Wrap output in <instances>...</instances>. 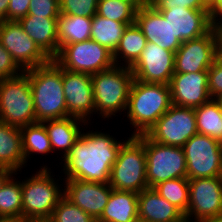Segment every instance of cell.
<instances>
[{"instance_id": "cell-14", "label": "cell", "mask_w": 222, "mask_h": 222, "mask_svg": "<svg viewBox=\"0 0 222 222\" xmlns=\"http://www.w3.org/2000/svg\"><path fill=\"white\" fill-rule=\"evenodd\" d=\"M175 52L147 42L138 60L130 67L135 80L169 85L174 74Z\"/></svg>"}, {"instance_id": "cell-30", "label": "cell", "mask_w": 222, "mask_h": 222, "mask_svg": "<svg viewBox=\"0 0 222 222\" xmlns=\"http://www.w3.org/2000/svg\"><path fill=\"white\" fill-rule=\"evenodd\" d=\"M14 172L0 188V218L22 222V190L21 180ZM16 175V176H15Z\"/></svg>"}, {"instance_id": "cell-44", "label": "cell", "mask_w": 222, "mask_h": 222, "mask_svg": "<svg viewBox=\"0 0 222 222\" xmlns=\"http://www.w3.org/2000/svg\"><path fill=\"white\" fill-rule=\"evenodd\" d=\"M216 39V57L222 58V34H214Z\"/></svg>"}, {"instance_id": "cell-12", "label": "cell", "mask_w": 222, "mask_h": 222, "mask_svg": "<svg viewBox=\"0 0 222 222\" xmlns=\"http://www.w3.org/2000/svg\"><path fill=\"white\" fill-rule=\"evenodd\" d=\"M0 43L23 71L50 61L18 21L0 22Z\"/></svg>"}, {"instance_id": "cell-17", "label": "cell", "mask_w": 222, "mask_h": 222, "mask_svg": "<svg viewBox=\"0 0 222 222\" xmlns=\"http://www.w3.org/2000/svg\"><path fill=\"white\" fill-rule=\"evenodd\" d=\"M64 197L97 221L112 192L109 183L64 179Z\"/></svg>"}, {"instance_id": "cell-46", "label": "cell", "mask_w": 222, "mask_h": 222, "mask_svg": "<svg viewBox=\"0 0 222 222\" xmlns=\"http://www.w3.org/2000/svg\"><path fill=\"white\" fill-rule=\"evenodd\" d=\"M203 222H222V214L212 217V218H209V219H206Z\"/></svg>"}, {"instance_id": "cell-31", "label": "cell", "mask_w": 222, "mask_h": 222, "mask_svg": "<svg viewBox=\"0 0 222 222\" xmlns=\"http://www.w3.org/2000/svg\"><path fill=\"white\" fill-rule=\"evenodd\" d=\"M127 26L128 24L109 20L95 14L92 17L90 39L102 46H105L113 53L116 50Z\"/></svg>"}, {"instance_id": "cell-52", "label": "cell", "mask_w": 222, "mask_h": 222, "mask_svg": "<svg viewBox=\"0 0 222 222\" xmlns=\"http://www.w3.org/2000/svg\"><path fill=\"white\" fill-rule=\"evenodd\" d=\"M141 3L143 2H149V0H139Z\"/></svg>"}, {"instance_id": "cell-32", "label": "cell", "mask_w": 222, "mask_h": 222, "mask_svg": "<svg viewBox=\"0 0 222 222\" xmlns=\"http://www.w3.org/2000/svg\"><path fill=\"white\" fill-rule=\"evenodd\" d=\"M140 4L139 0H99L96 14L131 25L135 23L136 11Z\"/></svg>"}, {"instance_id": "cell-26", "label": "cell", "mask_w": 222, "mask_h": 222, "mask_svg": "<svg viewBox=\"0 0 222 222\" xmlns=\"http://www.w3.org/2000/svg\"><path fill=\"white\" fill-rule=\"evenodd\" d=\"M146 43L145 35L137 24L128 25L116 50L113 52L115 65L131 67L140 57Z\"/></svg>"}, {"instance_id": "cell-27", "label": "cell", "mask_w": 222, "mask_h": 222, "mask_svg": "<svg viewBox=\"0 0 222 222\" xmlns=\"http://www.w3.org/2000/svg\"><path fill=\"white\" fill-rule=\"evenodd\" d=\"M92 18L60 13L57 19L59 50L68 44L91 38Z\"/></svg>"}, {"instance_id": "cell-34", "label": "cell", "mask_w": 222, "mask_h": 222, "mask_svg": "<svg viewBox=\"0 0 222 222\" xmlns=\"http://www.w3.org/2000/svg\"><path fill=\"white\" fill-rule=\"evenodd\" d=\"M49 222H96L88 213L71 203L64 196L53 210Z\"/></svg>"}, {"instance_id": "cell-4", "label": "cell", "mask_w": 222, "mask_h": 222, "mask_svg": "<svg viewBox=\"0 0 222 222\" xmlns=\"http://www.w3.org/2000/svg\"><path fill=\"white\" fill-rule=\"evenodd\" d=\"M42 165L29 178L25 177L21 181L22 221L49 220L64 196L63 176L56 178L46 163Z\"/></svg>"}, {"instance_id": "cell-23", "label": "cell", "mask_w": 222, "mask_h": 222, "mask_svg": "<svg viewBox=\"0 0 222 222\" xmlns=\"http://www.w3.org/2000/svg\"><path fill=\"white\" fill-rule=\"evenodd\" d=\"M47 130L53 154L58 152V160H63L82 133L86 123L74 117L46 120L42 122ZM82 128H81V127Z\"/></svg>"}, {"instance_id": "cell-3", "label": "cell", "mask_w": 222, "mask_h": 222, "mask_svg": "<svg viewBox=\"0 0 222 222\" xmlns=\"http://www.w3.org/2000/svg\"><path fill=\"white\" fill-rule=\"evenodd\" d=\"M172 105L170 86L133 80L125 117L134 130L130 136L146 134Z\"/></svg>"}, {"instance_id": "cell-36", "label": "cell", "mask_w": 222, "mask_h": 222, "mask_svg": "<svg viewBox=\"0 0 222 222\" xmlns=\"http://www.w3.org/2000/svg\"><path fill=\"white\" fill-rule=\"evenodd\" d=\"M208 92L211 99L222 98V58L215 57L208 69Z\"/></svg>"}, {"instance_id": "cell-11", "label": "cell", "mask_w": 222, "mask_h": 222, "mask_svg": "<svg viewBox=\"0 0 222 222\" xmlns=\"http://www.w3.org/2000/svg\"><path fill=\"white\" fill-rule=\"evenodd\" d=\"M196 133L198 131L194 109L172 104L146 135L152 141L163 145L183 147Z\"/></svg>"}, {"instance_id": "cell-25", "label": "cell", "mask_w": 222, "mask_h": 222, "mask_svg": "<svg viewBox=\"0 0 222 222\" xmlns=\"http://www.w3.org/2000/svg\"><path fill=\"white\" fill-rule=\"evenodd\" d=\"M0 166L14 172L26 167L20 127L0 122Z\"/></svg>"}, {"instance_id": "cell-39", "label": "cell", "mask_w": 222, "mask_h": 222, "mask_svg": "<svg viewBox=\"0 0 222 222\" xmlns=\"http://www.w3.org/2000/svg\"><path fill=\"white\" fill-rule=\"evenodd\" d=\"M22 72L23 70L0 43V79L12 78Z\"/></svg>"}, {"instance_id": "cell-48", "label": "cell", "mask_w": 222, "mask_h": 222, "mask_svg": "<svg viewBox=\"0 0 222 222\" xmlns=\"http://www.w3.org/2000/svg\"><path fill=\"white\" fill-rule=\"evenodd\" d=\"M0 222H19V221H16V220H13V219H1L0 218Z\"/></svg>"}, {"instance_id": "cell-16", "label": "cell", "mask_w": 222, "mask_h": 222, "mask_svg": "<svg viewBox=\"0 0 222 222\" xmlns=\"http://www.w3.org/2000/svg\"><path fill=\"white\" fill-rule=\"evenodd\" d=\"M216 57V39L211 29L207 34L184 41L175 52L174 73L208 71Z\"/></svg>"}, {"instance_id": "cell-22", "label": "cell", "mask_w": 222, "mask_h": 222, "mask_svg": "<svg viewBox=\"0 0 222 222\" xmlns=\"http://www.w3.org/2000/svg\"><path fill=\"white\" fill-rule=\"evenodd\" d=\"M138 217L148 222H180L185 218L178 208L150 187L138 193Z\"/></svg>"}, {"instance_id": "cell-7", "label": "cell", "mask_w": 222, "mask_h": 222, "mask_svg": "<svg viewBox=\"0 0 222 222\" xmlns=\"http://www.w3.org/2000/svg\"><path fill=\"white\" fill-rule=\"evenodd\" d=\"M0 122L17 127L36 123L29 77L24 71L18 76L0 79Z\"/></svg>"}, {"instance_id": "cell-19", "label": "cell", "mask_w": 222, "mask_h": 222, "mask_svg": "<svg viewBox=\"0 0 222 222\" xmlns=\"http://www.w3.org/2000/svg\"><path fill=\"white\" fill-rule=\"evenodd\" d=\"M135 23L145 35L147 42L172 52L180 48L182 42L174 36L169 22L149 2H143L138 6Z\"/></svg>"}, {"instance_id": "cell-18", "label": "cell", "mask_w": 222, "mask_h": 222, "mask_svg": "<svg viewBox=\"0 0 222 222\" xmlns=\"http://www.w3.org/2000/svg\"><path fill=\"white\" fill-rule=\"evenodd\" d=\"M169 86L173 105L194 109L211 100L208 71L174 73Z\"/></svg>"}, {"instance_id": "cell-21", "label": "cell", "mask_w": 222, "mask_h": 222, "mask_svg": "<svg viewBox=\"0 0 222 222\" xmlns=\"http://www.w3.org/2000/svg\"><path fill=\"white\" fill-rule=\"evenodd\" d=\"M57 19L27 15L18 21L24 32L50 60H53L59 52Z\"/></svg>"}, {"instance_id": "cell-50", "label": "cell", "mask_w": 222, "mask_h": 222, "mask_svg": "<svg viewBox=\"0 0 222 222\" xmlns=\"http://www.w3.org/2000/svg\"><path fill=\"white\" fill-rule=\"evenodd\" d=\"M134 222H148V221H145V220H142L140 218H137Z\"/></svg>"}, {"instance_id": "cell-10", "label": "cell", "mask_w": 222, "mask_h": 222, "mask_svg": "<svg viewBox=\"0 0 222 222\" xmlns=\"http://www.w3.org/2000/svg\"><path fill=\"white\" fill-rule=\"evenodd\" d=\"M187 178L222 177V143L210 136L196 133L182 147Z\"/></svg>"}, {"instance_id": "cell-1", "label": "cell", "mask_w": 222, "mask_h": 222, "mask_svg": "<svg viewBox=\"0 0 222 222\" xmlns=\"http://www.w3.org/2000/svg\"><path fill=\"white\" fill-rule=\"evenodd\" d=\"M88 125L92 123L83 127V132L74 142L69 153L59 162L62 168L60 173L64 174V179L109 183L112 166L121 145L126 140H118L114 133L112 136L109 131L107 133L97 129L90 130Z\"/></svg>"}, {"instance_id": "cell-8", "label": "cell", "mask_w": 222, "mask_h": 222, "mask_svg": "<svg viewBox=\"0 0 222 222\" xmlns=\"http://www.w3.org/2000/svg\"><path fill=\"white\" fill-rule=\"evenodd\" d=\"M145 146L148 187L175 178H187L185 154L182 147L163 145L146 134L136 136Z\"/></svg>"}, {"instance_id": "cell-42", "label": "cell", "mask_w": 222, "mask_h": 222, "mask_svg": "<svg viewBox=\"0 0 222 222\" xmlns=\"http://www.w3.org/2000/svg\"><path fill=\"white\" fill-rule=\"evenodd\" d=\"M10 0H0V22L8 20V6Z\"/></svg>"}, {"instance_id": "cell-15", "label": "cell", "mask_w": 222, "mask_h": 222, "mask_svg": "<svg viewBox=\"0 0 222 222\" xmlns=\"http://www.w3.org/2000/svg\"><path fill=\"white\" fill-rule=\"evenodd\" d=\"M63 88L67 117H74L90 124L95 115L91 75L63 69Z\"/></svg>"}, {"instance_id": "cell-9", "label": "cell", "mask_w": 222, "mask_h": 222, "mask_svg": "<svg viewBox=\"0 0 222 222\" xmlns=\"http://www.w3.org/2000/svg\"><path fill=\"white\" fill-rule=\"evenodd\" d=\"M53 60L63 69L90 75L115 66L113 53L92 39L64 45Z\"/></svg>"}, {"instance_id": "cell-51", "label": "cell", "mask_w": 222, "mask_h": 222, "mask_svg": "<svg viewBox=\"0 0 222 222\" xmlns=\"http://www.w3.org/2000/svg\"><path fill=\"white\" fill-rule=\"evenodd\" d=\"M180 222H194V221H191V220H189V219H187V218H184L182 221H180Z\"/></svg>"}, {"instance_id": "cell-24", "label": "cell", "mask_w": 222, "mask_h": 222, "mask_svg": "<svg viewBox=\"0 0 222 222\" xmlns=\"http://www.w3.org/2000/svg\"><path fill=\"white\" fill-rule=\"evenodd\" d=\"M138 217V193L113 189L96 222H134Z\"/></svg>"}, {"instance_id": "cell-38", "label": "cell", "mask_w": 222, "mask_h": 222, "mask_svg": "<svg viewBox=\"0 0 222 222\" xmlns=\"http://www.w3.org/2000/svg\"><path fill=\"white\" fill-rule=\"evenodd\" d=\"M156 9L192 8L195 10H208L202 0H149Z\"/></svg>"}, {"instance_id": "cell-43", "label": "cell", "mask_w": 222, "mask_h": 222, "mask_svg": "<svg viewBox=\"0 0 222 222\" xmlns=\"http://www.w3.org/2000/svg\"><path fill=\"white\" fill-rule=\"evenodd\" d=\"M14 173L13 170L0 166V188L4 185L6 180Z\"/></svg>"}, {"instance_id": "cell-35", "label": "cell", "mask_w": 222, "mask_h": 222, "mask_svg": "<svg viewBox=\"0 0 222 222\" xmlns=\"http://www.w3.org/2000/svg\"><path fill=\"white\" fill-rule=\"evenodd\" d=\"M99 0H59L60 13L92 18L97 13Z\"/></svg>"}, {"instance_id": "cell-41", "label": "cell", "mask_w": 222, "mask_h": 222, "mask_svg": "<svg viewBox=\"0 0 222 222\" xmlns=\"http://www.w3.org/2000/svg\"><path fill=\"white\" fill-rule=\"evenodd\" d=\"M208 14L211 24H213L222 15V0H213L208 7Z\"/></svg>"}, {"instance_id": "cell-40", "label": "cell", "mask_w": 222, "mask_h": 222, "mask_svg": "<svg viewBox=\"0 0 222 222\" xmlns=\"http://www.w3.org/2000/svg\"><path fill=\"white\" fill-rule=\"evenodd\" d=\"M30 0H10L8 6V20L19 21L27 16Z\"/></svg>"}, {"instance_id": "cell-37", "label": "cell", "mask_w": 222, "mask_h": 222, "mask_svg": "<svg viewBox=\"0 0 222 222\" xmlns=\"http://www.w3.org/2000/svg\"><path fill=\"white\" fill-rule=\"evenodd\" d=\"M59 14V0H30L27 15L58 18Z\"/></svg>"}, {"instance_id": "cell-28", "label": "cell", "mask_w": 222, "mask_h": 222, "mask_svg": "<svg viewBox=\"0 0 222 222\" xmlns=\"http://www.w3.org/2000/svg\"><path fill=\"white\" fill-rule=\"evenodd\" d=\"M197 131L210 136L222 143V106L220 100L211 99L209 102L194 108Z\"/></svg>"}, {"instance_id": "cell-45", "label": "cell", "mask_w": 222, "mask_h": 222, "mask_svg": "<svg viewBox=\"0 0 222 222\" xmlns=\"http://www.w3.org/2000/svg\"><path fill=\"white\" fill-rule=\"evenodd\" d=\"M214 34H222V15L212 24Z\"/></svg>"}, {"instance_id": "cell-13", "label": "cell", "mask_w": 222, "mask_h": 222, "mask_svg": "<svg viewBox=\"0 0 222 222\" xmlns=\"http://www.w3.org/2000/svg\"><path fill=\"white\" fill-rule=\"evenodd\" d=\"M222 214V177L189 179V202L185 218L194 222Z\"/></svg>"}, {"instance_id": "cell-49", "label": "cell", "mask_w": 222, "mask_h": 222, "mask_svg": "<svg viewBox=\"0 0 222 222\" xmlns=\"http://www.w3.org/2000/svg\"><path fill=\"white\" fill-rule=\"evenodd\" d=\"M22 222H49L48 220H41V221H22Z\"/></svg>"}, {"instance_id": "cell-2", "label": "cell", "mask_w": 222, "mask_h": 222, "mask_svg": "<svg viewBox=\"0 0 222 222\" xmlns=\"http://www.w3.org/2000/svg\"><path fill=\"white\" fill-rule=\"evenodd\" d=\"M34 99L36 122L67 117L63 88V68L54 60L24 71Z\"/></svg>"}, {"instance_id": "cell-6", "label": "cell", "mask_w": 222, "mask_h": 222, "mask_svg": "<svg viewBox=\"0 0 222 222\" xmlns=\"http://www.w3.org/2000/svg\"><path fill=\"white\" fill-rule=\"evenodd\" d=\"M109 185L112 189L140 193L148 188L144 144L130 136L121 145L112 166Z\"/></svg>"}, {"instance_id": "cell-29", "label": "cell", "mask_w": 222, "mask_h": 222, "mask_svg": "<svg viewBox=\"0 0 222 222\" xmlns=\"http://www.w3.org/2000/svg\"><path fill=\"white\" fill-rule=\"evenodd\" d=\"M22 134V150L27 167L31 155H49L53 153L47 130L42 122L20 127ZM31 157V158H30Z\"/></svg>"}, {"instance_id": "cell-33", "label": "cell", "mask_w": 222, "mask_h": 222, "mask_svg": "<svg viewBox=\"0 0 222 222\" xmlns=\"http://www.w3.org/2000/svg\"><path fill=\"white\" fill-rule=\"evenodd\" d=\"M153 188L161 197L178 208L184 215L187 213L189 202L188 178L166 180Z\"/></svg>"}, {"instance_id": "cell-20", "label": "cell", "mask_w": 222, "mask_h": 222, "mask_svg": "<svg viewBox=\"0 0 222 222\" xmlns=\"http://www.w3.org/2000/svg\"><path fill=\"white\" fill-rule=\"evenodd\" d=\"M169 22L174 36L182 43L199 38L212 29L208 10L192 8L157 9Z\"/></svg>"}, {"instance_id": "cell-47", "label": "cell", "mask_w": 222, "mask_h": 222, "mask_svg": "<svg viewBox=\"0 0 222 222\" xmlns=\"http://www.w3.org/2000/svg\"><path fill=\"white\" fill-rule=\"evenodd\" d=\"M202 2H203L207 7H209V6L212 4L213 0H202Z\"/></svg>"}, {"instance_id": "cell-5", "label": "cell", "mask_w": 222, "mask_h": 222, "mask_svg": "<svg viewBox=\"0 0 222 222\" xmlns=\"http://www.w3.org/2000/svg\"><path fill=\"white\" fill-rule=\"evenodd\" d=\"M91 79L95 114H98V118L100 116L99 119L108 122V119L118 116L116 115L118 112L119 115L125 114L134 80L130 67L115 65L108 70L91 75Z\"/></svg>"}]
</instances>
